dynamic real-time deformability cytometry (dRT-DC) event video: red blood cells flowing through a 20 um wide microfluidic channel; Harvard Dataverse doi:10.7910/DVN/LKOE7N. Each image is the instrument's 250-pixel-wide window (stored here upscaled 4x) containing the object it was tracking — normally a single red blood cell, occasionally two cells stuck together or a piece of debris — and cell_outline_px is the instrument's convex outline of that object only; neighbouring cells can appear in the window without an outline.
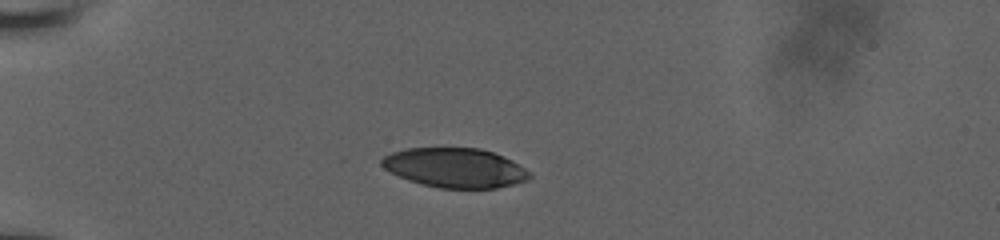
{"species": "human", "species_latin": "Homo sapiens", "temperature_condition": "room temperature", "stored_images_in_passage": 41, "camera_frame_rate_fps": 3000, "um_per_image_px": 0.085, "donor": {"sex": "male"}, "frame": {"image": 1, "passage_image": 7, "time_ms": 3.333, "image_size_px": [1000, 240], "cell_outline_px": [[532, 176], [528, 180], [516, 184], [496, 188], [440, 188], [420, 184], [408, 180], [384, 168], [380, 164], [380, 160], [384, 156], [392, 152], [408, 148], [480, 148], [492, 152], [512, 160], [532, 172]], "centroid_in_image_um": [38.71, 14.27], "position_along_channel_um": 46.3, "area_um2": 34.16}}
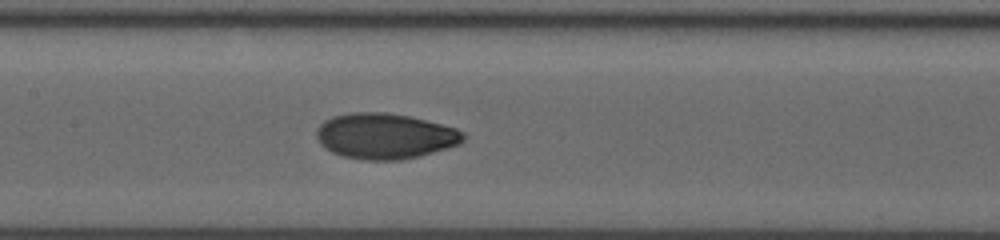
{"frame": {"image": 2, "passage_image": 27, "time_ms": 7.667, "image_size_px": [1000, 240], "cell_outline_px": [[464, 140], [460, 144], [448, 148], [400, 160], [364, 160], [344, 156], [332, 152], [324, 148], [320, 144], [316, 136], [316, 128], [324, 120], [332, 116], [352, 112], [384, 112], [408, 116], [456, 128], [464, 132]], "centroid_in_image_um": [32.69, 11.56], "position_along_channel_um": 174.7, "area_um2": 38.96}}
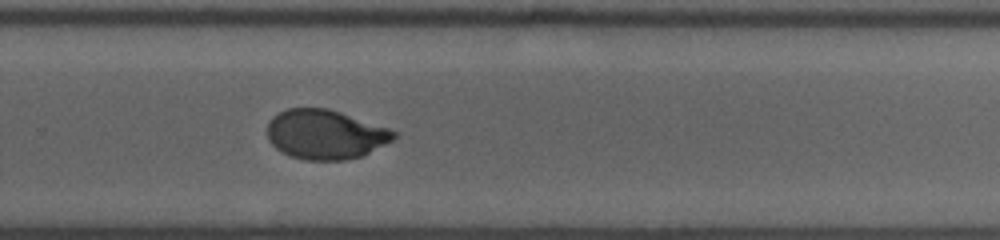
{"frame": {"image": 3, "passage_image": 41, "time_ms": 11.0, "image_size_px": [1000, 240], "cell_outline_px": [[400, 136], [364, 156], [344, 160], [304, 160], [288, 156], [280, 152], [268, 140], [268, 120], [272, 116], [288, 108], [328, 108], [400, 132]], "centroid_in_image_um": [27.67, 11.44], "position_along_channel_um": 302.1, "area_um2": 36.88}}